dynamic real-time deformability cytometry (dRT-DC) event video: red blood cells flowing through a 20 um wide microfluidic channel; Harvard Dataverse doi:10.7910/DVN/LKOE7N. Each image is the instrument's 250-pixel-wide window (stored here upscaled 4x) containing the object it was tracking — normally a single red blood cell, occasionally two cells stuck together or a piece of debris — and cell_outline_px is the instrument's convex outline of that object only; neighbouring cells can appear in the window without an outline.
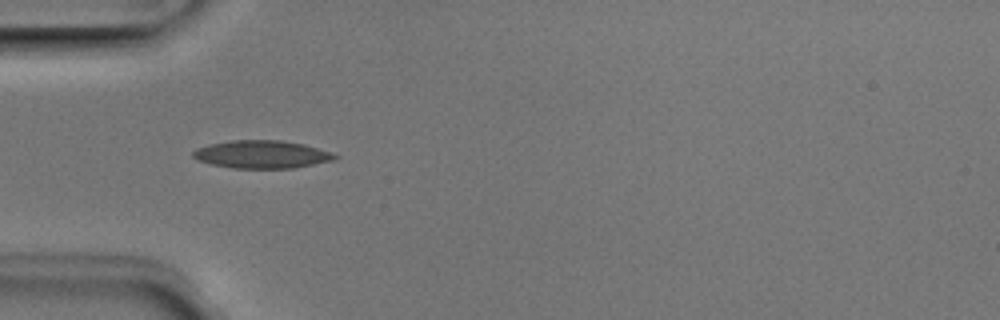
{"species": "Egyptian fruit bat (a non-hibernating species)", "species_latin": "Rousettus aegyptiacus", "temperature_condition": "room temperature", "stored_images_in_passage": 7, "camera_frame_rate_fps": 3000, "um_per_image_px": 0.085, "animal": {"sex": "male"}, "frame": {"image": 1, "passage_image": 4, "time_ms": 1.0, "image_size_px": [1000, 320], "cell_outline_px": [[340, 156], [332, 160], [292, 168], [232, 168], [212, 164], [200, 160], [192, 156], [192, 152], [196, 148], [208, 144], [232, 140], [280, 140], [304, 144]], "centroid_in_image_um": [22.2, 13.11], "position_along_channel_um": 62.8, "area_um2": 22.72}}
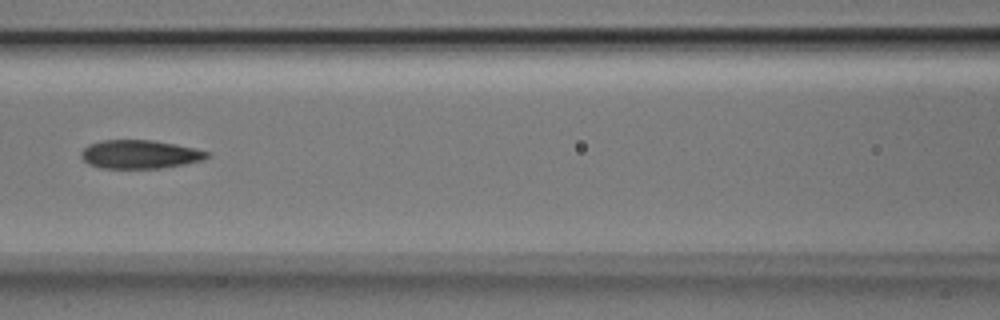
{"frame": {"image": 2, "passage_image": 6, "time_ms": 1.667, "image_size_px": [1000, 320], "cell_outline_px": [[212, 152], [204, 160], [184, 164], [160, 168], [100, 168], [88, 164], [80, 156], [80, 152], [88, 144], [104, 140], [152, 140], [176, 144], [196, 148]], "centroid_in_image_um": [11.9, 13.11], "position_along_channel_um": 154.7, "area_um2": 21.1}}
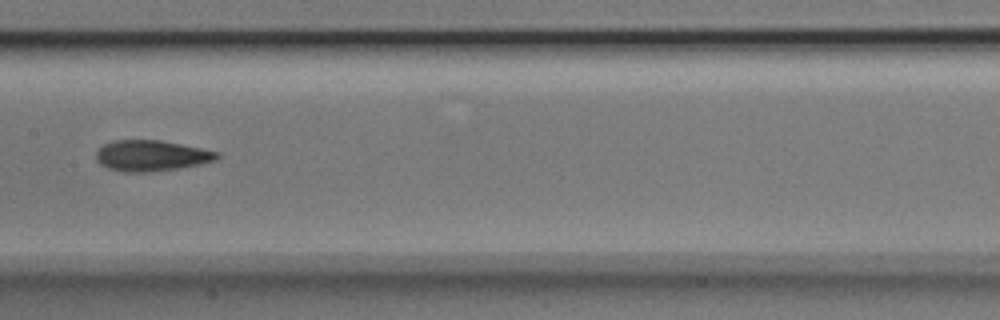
{"frame": {"image": 3, "passage_image": 7, "time_ms": 2.0, "image_size_px": [1000, 320], "cell_outline_px": [[220, 156], [216, 160], [200, 164], [152, 172], [124, 172], [108, 168], [100, 164], [96, 160], [96, 152], [104, 144], [112, 140], [160, 140], [220, 152]], "centroid_in_image_um": [12.85, 13.23], "position_along_channel_um": 194.6, "area_um2": 21.68}}